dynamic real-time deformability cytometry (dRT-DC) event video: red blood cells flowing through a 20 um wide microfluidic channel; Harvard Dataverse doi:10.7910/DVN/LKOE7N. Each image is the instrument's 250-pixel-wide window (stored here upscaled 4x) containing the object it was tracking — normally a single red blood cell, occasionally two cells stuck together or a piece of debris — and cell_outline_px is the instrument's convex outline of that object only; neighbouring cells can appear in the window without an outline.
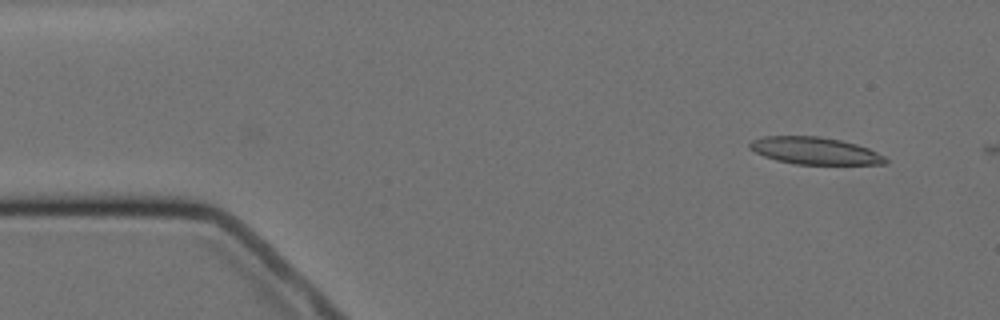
{"species": "Egyptian fruit bat (a non-hibernating species)", "species_latin": "Rousettus aegyptiacus", "temperature_condition": "cold", "stored_images_in_passage": 7, "camera_frame_rate_fps": 3000, "um_per_image_px": 0.085, "animal": {"sex": "female"}, "frame": {"image": 1, "passage_image": 7, "time_ms": 7.667, "image_size_px": [1000, 320], "cell_outline_px": [[888, 164], [796, 164], [776, 160], [764, 156], [748, 148], [748, 144], [752, 140], [764, 136], [820, 136], [840, 140], [856, 144], [868, 148], [884, 156], [888, 160]], "centroid_in_image_um": [69.25, 12.81], "position_along_channel_um": 15.8, "area_um2": 21.44}}